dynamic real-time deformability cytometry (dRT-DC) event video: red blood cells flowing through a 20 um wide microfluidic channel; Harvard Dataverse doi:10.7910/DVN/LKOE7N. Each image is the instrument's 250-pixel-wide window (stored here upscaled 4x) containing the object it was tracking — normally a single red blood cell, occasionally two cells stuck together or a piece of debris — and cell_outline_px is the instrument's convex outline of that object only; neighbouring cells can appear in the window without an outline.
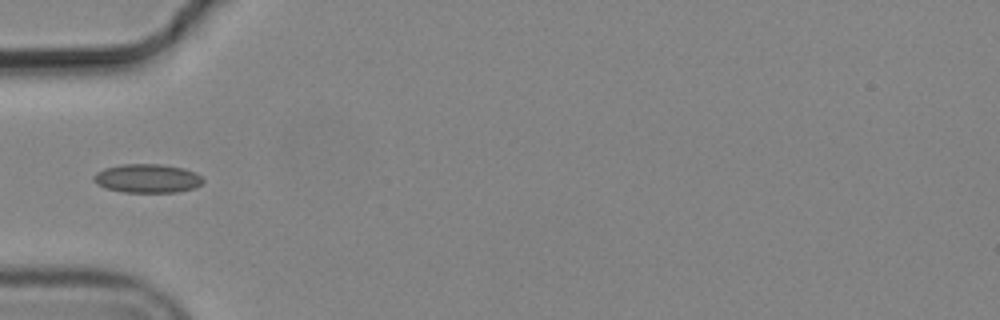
{"species": "common noctule bat (a hibernating species)", "species_latin": "Nyctalus noctula", "temperature_condition": "cold", "stored_images_in_passage": 7, "camera_frame_rate_fps": 3000, "um_per_image_px": 0.085, "animal": {"sex": "male", "body_mass_g": 19.2, "forearm_length_mm": 51.8}, "frame": {"image": 1, "passage_image": 7, "time_ms": 2.0, "image_size_px": [1000, 320], "cell_outline_px": [[204, 180], [200, 184], [192, 188], [176, 192], [124, 192], [108, 188], [96, 184], [92, 180], [92, 176], [96, 172], [104, 168], [120, 164], [160, 164], [184, 168], [196, 172]], "centroid_in_image_um": [12.49, 15.15], "position_along_channel_um": 72.5, "area_um2": 18.32}}